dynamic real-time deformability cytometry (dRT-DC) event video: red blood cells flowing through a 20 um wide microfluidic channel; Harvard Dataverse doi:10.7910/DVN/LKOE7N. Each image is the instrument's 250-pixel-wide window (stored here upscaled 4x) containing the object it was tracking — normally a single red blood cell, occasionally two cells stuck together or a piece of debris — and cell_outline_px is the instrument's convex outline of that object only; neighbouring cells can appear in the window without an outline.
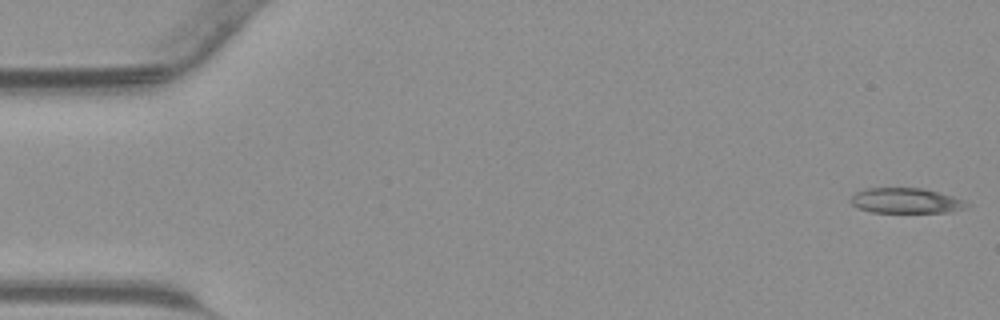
{"species": "common noctule bat (a hibernating species)", "species_latin": "Nyctalus noctula", "temperature_condition": "warm", "stored_images_in_passage": 44, "camera_frame_rate_fps": 3000, "um_per_image_px": 0.085, "animal": {"sex": "male", "body_mass_g": 23.1, "forearm_length_mm": 52.7}, "frame": {"image": 1, "passage_image": 1, "time_ms": 0.0, "image_size_px": [1000, 320], "cell_outline_px": [[972, 204], [968, 208], [948, 212], [872, 212], [860, 208], [852, 204], [848, 200], [856, 192], [864, 188], [924, 188], [952, 196], [964, 200]], "centroid_in_image_um": [77.04, 17.05], "position_along_channel_um": 8.0, "area_um2": 17.17}}
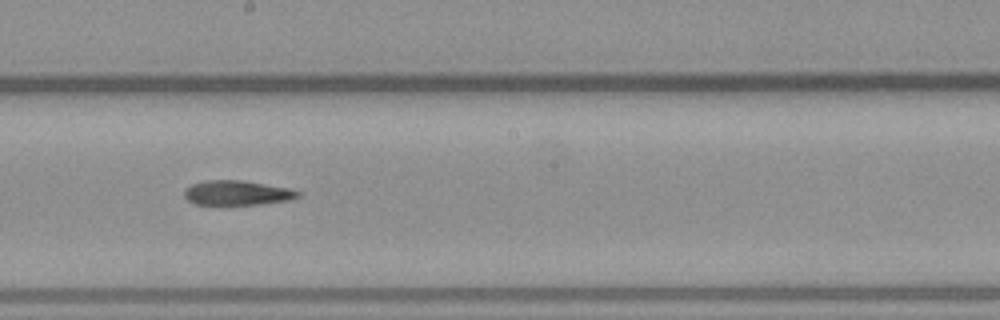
{"frame": {"image": 2, "passage_image": 24, "time_ms": 7.667, "image_size_px": [1000, 320], "cell_outline_px": [[300, 196], [288, 200], [260, 204], [216, 208], [196, 204], [188, 200], [184, 196], [184, 192], [192, 184], [204, 180], [240, 180], [288, 188], [300, 192]], "centroid_in_image_um": [20.08, 16.45], "position_along_channel_um": 228.1, "area_um2": 16.94}}
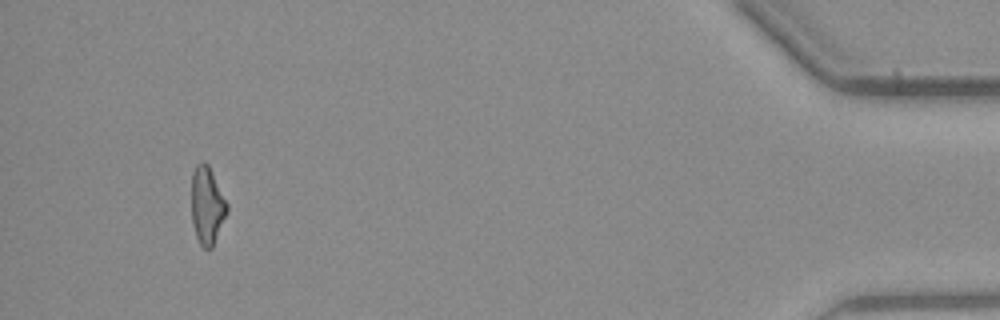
{"frame": {"image": 3, "passage_image": 41, "time_ms": 13.333, "image_size_px": [1000, 320], "cell_outline_px": [[228, 212], [212, 248], [204, 248], [200, 244], [196, 236], [192, 220], [192, 172], [196, 164], [200, 160], [204, 160], [208, 164], [228, 204]], "centroid_in_image_um": [17.61, 17.43], "position_along_channel_um": 417.6, "area_um2": 16.13}}